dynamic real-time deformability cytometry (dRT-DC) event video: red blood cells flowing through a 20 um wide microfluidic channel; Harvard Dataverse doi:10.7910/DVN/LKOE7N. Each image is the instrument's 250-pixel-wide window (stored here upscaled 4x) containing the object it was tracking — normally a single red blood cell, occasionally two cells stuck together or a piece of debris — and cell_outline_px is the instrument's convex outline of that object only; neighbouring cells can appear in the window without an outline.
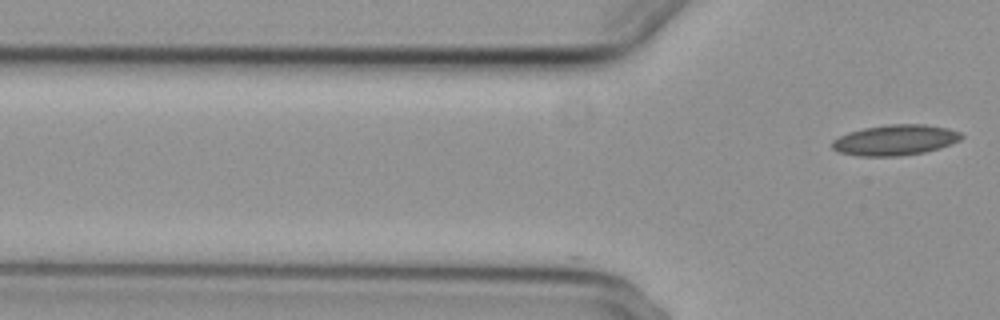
{"species": "common noctule bat (a hibernating species)", "species_latin": "Nyctalus noctula", "temperature_condition": "cold", "stored_images_in_passage": 2, "camera_frame_rate_fps": 3000, "um_per_image_px": 0.085, "animal": {"sex": "female", "body_mass_g": 29.2, "forearm_length_mm": 56.3}, "frame": {"image": 1, "passage_image": 2, "time_ms": 0.333, "image_size_px": [1000, 320], "cell_outline_px": [[964, 136], [960, 140], [940, 148], [924, 152], [900, 156], [860, 156], [840, 152], [832, 148], [832, 140], [848, 132], [864, 128], [888, 124], [924, 124], [948, 128], [960, 132]], "centroid_in_image_um": [76.1, 11.9], "position_along_channel_um": 49.7, "area_um2": 23.0}}